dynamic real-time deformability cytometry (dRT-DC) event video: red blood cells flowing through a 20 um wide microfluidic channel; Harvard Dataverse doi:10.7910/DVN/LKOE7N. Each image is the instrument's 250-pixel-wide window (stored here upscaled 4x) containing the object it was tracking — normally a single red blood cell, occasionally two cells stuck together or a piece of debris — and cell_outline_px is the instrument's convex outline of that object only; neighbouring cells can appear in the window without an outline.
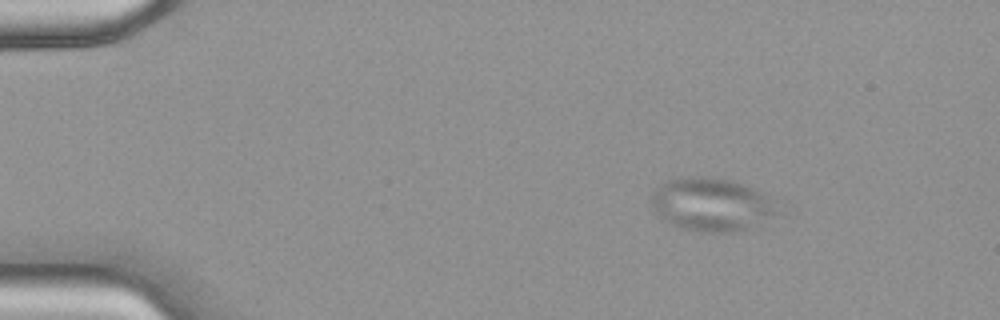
{"species": "common noctule bat (a hibernating species)", "species_latin": "Nyctalus noctula", "temperature_condition": "warm", "stored_images_in_passage": 2, "camera_frame_rate_fps": 3000, "um_per_image_px": 0.085, "animal": {"sex": "female", "body_mass_g": 18.4}, "frame": {"image": 1, "passage_image": 1, "time_ms": 0.0, "image_size_px": [1000, 320], "cell_outline_px": [[776, 212], [752, 228], [736, 232], [700, 232], [684, 228], [672, 224], [664, 220], [656, 212], [652, 204], [652, 196], [656, 188], [660, 184], [668, 180], [680, 176], [704, 176], [732, 180], [744, 184], [772, 196]], "centroid_in_image_um": [60.47, 17.36], "position_along_channel_um": 24.5, "area_um2": 39.07}}